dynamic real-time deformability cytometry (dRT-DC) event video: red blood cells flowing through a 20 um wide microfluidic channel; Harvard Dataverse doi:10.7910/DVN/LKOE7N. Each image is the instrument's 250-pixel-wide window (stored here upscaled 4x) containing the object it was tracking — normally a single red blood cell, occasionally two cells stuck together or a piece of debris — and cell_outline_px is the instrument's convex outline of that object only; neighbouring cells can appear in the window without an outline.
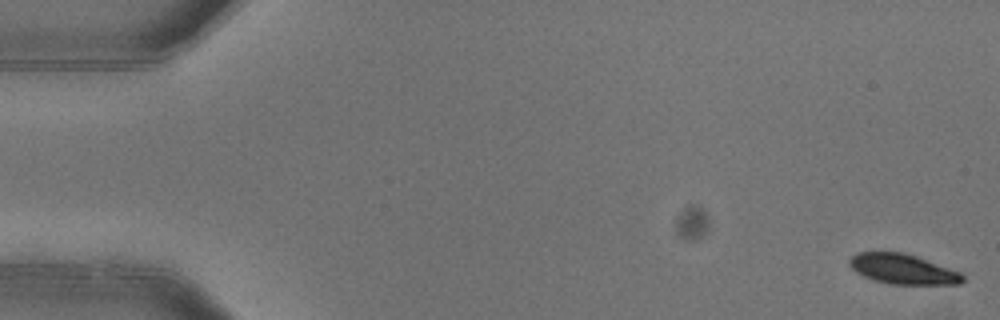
{"species": "common noctule bat (a hibernating species)", "species_latin": "Nyctalus noctula", "temperature_condition": "warm", "stored_images_in_passage": 5, "camera_frame_rate_fps": 3000, "um_per_image_px": 0.085, "animal": {"sex": "female"}, "frame": {"image": 1, "passage_image": 1, "time_ms": 0.0, "image_size_px": [1000, 320], "cell_outline_px": [[964, 280], [960, 284], [888, 284], [872, 280], [856, 272], [848, 264], [848, 260], [856, 252], [904, 252], [916, 256], [960, 272], [964, 276]], "centroid_in_image_um": [76.71, 22.87], "position_along_channel_um": 8.3, "area_um2": 19.83}}
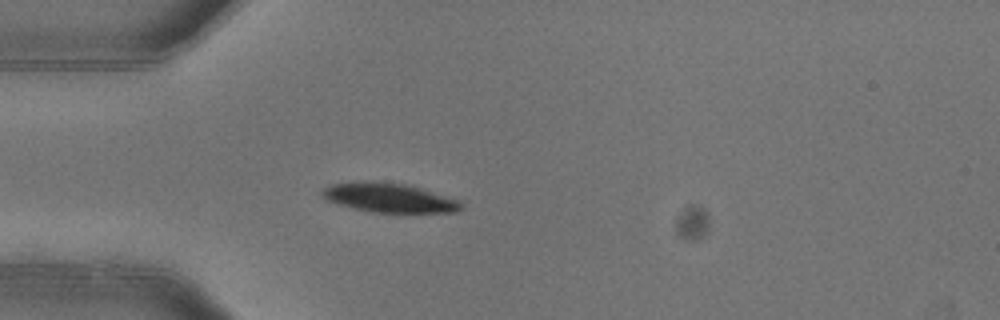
{"frame": {"image": 2, "passage_image": 5, "time_ms": 1.333, "image_size_px": [1000, 320], "cell_outline_px": [[464, 208], [456, 212], [372, 212], [352, 208], [328, 200], [320, 196], [320, 192], [324, 188], [332, 184], [360, 180], [368, 180], [404, 184], [460, 200]], "centroid_in_image_um": [33.04, 16.8], "position_along_channel_um": 52.0, "area_um2": 23.58}}